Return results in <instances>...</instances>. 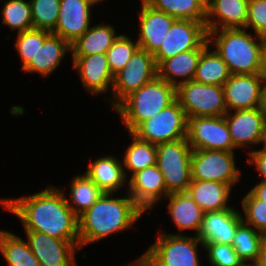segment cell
Returning a JSON list of instances; mask_svg holds the SVG:
<instances>
[{"label":"cell","instance_id":"obj_2","mask_svg":"<svg viewBox=\"0 0 266 266\" xmlns=\"http://www.w3.org/2000/svg\"><path fill=\"white\" fill-rule=\"evenodd\" d=\"M112 196L113 193H104L78 217L80 248L127 230L142 217L144 211L129 194L126 198Z\"/></svg>","mask_w":266,"mask_h":266},{"label":"cell","instance_id":"obj_10","mask_svg":"<svg viewBox=\"0 0 266 266\" xmlns=\"http://www.w3.org/2000/svg\"><path fill=\"white\" fill-rule=\"evenodd\" d=\"M157 77V65L153 54L139 48L125 67L114 75L111 103L115 108L126 96Z\"/></svg>","mask_w":266,"mask_h":266},{"label":"cell","instance_id":"obj_14","mask_svg":"<svg viewBox=\"0 0 266 266\" xmlns=\"http://www.w3.org/2000/svg\"><path fill=\"white\" fill-rule=\"evenodd\" d=\"M265 78L258 74H231L222 86L227 110L259 108Z\"/></svg>","mask_w":266,"mask_h":266},{"label":"cell","instance_id":"obj_33","mask_svg":"<svg viewBox=\"0 0 266 266\" xmlns=\"http://www.w3.org/2000/svg\"><path fill=\"white\" fill-rule=\"evenodd\" d=\"M260 234L253 227L242 222L235 232L232 247L246 266H252L258 258ZM251 261V264L247 263Z\"/></svg>","mask_w":266,"mask_h":266},{"label":"cell","instance_id":"obj_45","mask_svg":"<svg viewBox=\"0 0 266 266\" xmlns=\"http://www.w3.org/2000/svg\"><path fill=\"white\" fill-rule=\"evenodd\" d=\"M260 109L266 115V79L264 80L263 86H262V95H261Z\"/></svg>","mask_w":266,"mask_h":266},{"label":"cell","instance_id":"obj_44","mask_svg":"<svg viewBox=\"0 0 266 266\" xmlns=\"http://www.w3.org/2000/svg\"><path fill=\"white\" fill-rule=\"evenodd\" d=\"M130 266H151L148 257L145 254H142L134 263H131Z\"/></svg>","mask_w":266,"mask_h":266},{"label":"cell","instance_id":"obj_15","mask_svg":"<svg viewBox=\"0 0 266 266\" xmlns=\"http://www.w3.org/2000/svg\"><path fill=\"white\" fill-rule=\"evenodd\" d=\"M224 117L235 148L261 143L266 115L260 107L234 110V114L228 111Z\"/></svg>","mask_w":266,"mask_h":266},{"label":"cell","instance_id":"obj_29","mask_svg":"<svg viewBox=\"0 0 266 266\" xmlns=\"http://www.w3.org/2000/svg\"><path fill=\"white\" fill-rule=\"evenodd\" d=\"M70 186L71 197H65V200L78 217L104 194L86 174L73 177Z\"/></svg>","mask_w":266,"mask_h":266},{"label":"cell","instance_id":"obj_39","mask_svg":"<svg viewBox=\"0 0 266 266\" xmlns=\"http://www.w3.org/2000/svg\"><path fill=\"white\" fill-rule=\"evenodd\" d=\"M203 243L211 266H246L231 244Z\"/></svg>","mask_w":266,"mask_h":266},{"label":"cell","instance_id":"obj_18","mask_svg":"<svg viewBox=\"0 0 266 266\" xmlns=\"http://www.w3.org/2000/svg\"><path fill=\"white\" fill-rule=\"evenodd\" d=\"M73 69H76L84 88L91 94H102L113 89L112 74L106 53H95L88 56H72Z\"/></svg>","mask_w":266,"mask_h":266},{"label":"cell","instance_id":"obj_27","mask_svg":"<svg viewBox=\"0 0 266 266\" xmlns=\"http://www.w3.org/2000/svg\"><path fill=\"white\" fill-rule=\"evenodd\" d=\"M119 35L112 25L97 24L89 29L72 44V56H88L95 53H106Z\"/></svg>","mask_w":266,"mask_h":266},{"label":"cell","instance_id":"obj_47","mask_svg":"<svg viewBox=\"0 0 266 266\" xmlns=\"http://www.w3.org/2000/svg\"><path fill=\"white\" fill-rule=\"evenodd\" d=\"M199 1L206 9L210 6L212 0H197Z\"/></svg>","mask_w":266,"mask_h":266},{"label":"cell","instance_id":"obj_12","mask_svg":"<svg viewBox=\"0 0 266 266\" xmlns=\"http://www.w3.org/2000/svg\"><path fill=\"white\" fill-rule=\"evenodd\" d=\"M208 33L203 22L176 20L160 48L153 54L156 65L162 60L192 49H205L209 45Z\"/></svg>","mask_w":266,"mask_h":266},{"label":"cell","instance_id":"obj_26","mask_svg":"<svg viewBox=\"0 0 266 266\" xmlns=\"http://www.w3.org/2000/svg\"><path fill=\"white\" fill-rule=\"evenodd\" d=\"M69 50H71L70 44L66 40L51 33L39 47L35 58H32L23 71L36 72L46 77L56 70Z\"/></svg>","mask_w":266,"mask_h":266},{"label":"cell","instance_id":"obj_6","mask_svg":"<svg viewBox=\"0 0 266 266\" xmlns=\"http://www.w3.org/2000/svg\"><path fill=\"white\" fill-rule=\"evenodd\" d=\"M156 242L144 253L151 266H200L197 247L204 243L195 236L183 234L157 235Z\"/></svg>","mask_w":266,"mask_h":266},{"label":"cell","instance_id":"obj_19","mask_svg":"<svg viewBox=\"0 0 266 266\" xmlns=\"http://www.w3.org/2000/svg\"><path fill=\"white\" fill-rule=\"evenodd\" d=\"M139 12V31L137 39L139 47L154 54L161 46L166 34L176 19L165 12L155 10L141 0Z\"/></svg>","mask_w":266,"mask_h":266},{"label":"cell","instance_id":"obj_48","mask_svg":"<svg viewBox=\"0 0 266 266\" xmlns=\"http://www.w3.org/2000/svg\"><path fill=\"white\" fill-rule=\"evenodd\" d=\"M264 143V149H266V122H265V126H264V131H263V137H262V141L261 144Z\"/></svg>","mask_w":266,"mask_h":266},{"label":"cell","instance_id":"obj_28","mask_svg":"<svg viewBox=\"0 0 266 266\" xmlns=\"http://www.w3.org/2000/svg\"><path fill=\"white\" fill-rule=\"evenodd\" d=\"M230 75L226 62L216 50H210L209 44L201 53L193 80L207 85L223 86Z\"/></svg>","mask_w":266,"mask_h":266},{"label":"cell","instance_id":"obj_11","mask_svg":"<svg viewBox=\"0 0 266 266\" xmlns=\"http://www.w3.org/2000/svg\"><path fill=\"white\" fill-rule=\"evenodd\" d=\"M186 139L192 150L234 151L225 117H187Z\"/></svg>","mask_w":266,"mask_h":266},{"label":"cell","instance_id":"obj_34","mask_svg":"<svg viewBox=\"0 0 266 266\" xmlns=\"http://www.w3.org/2000/svg\"><path fill=\"white\" fill-rule=\"evenodd\" d=\"M2 22L17 33L33 29L30 1L7 0L2 10Z\"/></svg>","mask_w":266,"mask_h":266},{"label":"cell","instance_id":"obj_20","mask_svg":"<svg viewBox=\"0 0 266 266\" xmlns=\"http://www.w3.org/2000/svg\"><path fill=\"white\" fill-rule=\"evenodd\" d=\"M240 212L234 208L205 212L197 237L202 242L232 244L237 227L243 222Z\"/></svg>","mask_w":266,"mask_h":266},{"label":"cell","instance_id":"obj_37","mask_svg":"<svg viewBox=\"0 0 266 266\" xmlns=\"http://www.w3.org/2000/svg\"><path fill=\"white\" fill-rule=\"evenodd\" d=\"M51 34L50 31L31 29L19 32L15 46L21 56L22 70L35 58L39 47H41L45 39Z\"/></svg>","mask_w":266,"mask_h":266},{"label":"cell","instance_id":"obj_21","mask_svg":"<svg viewBox=\"0 0 266 266\" xmlns=\"http://www.w3.org/2000/svg\"><path fill=\"white\" fill-rule=\"evenodd\" d=\"M248 1L212 0L210 6L206 9L205 28L207 32L220 29L245 28Z\"/></svg>","mask_w":266,"mask_h":266},{"label":"cell","instance_id":"obj_32","mask_svg":"<svg viewBox=\"0 0 266 266\" xmlns=\"http://www.w3.org/2000/svg\"><path fill=\"white\" fill-rule=\"evenodd\" d=\"M132 143L125 150L123 158L124 171H132V175L149 166L156 165L157 145L139 139L132 132Z\"/></svg>","mask_w":266,"mask_h":266},{"label":"cell","instance_id":"obj_16","mask_svg":"<svg viewBox=\"0 0 266 266\" xmlns=\"http://www.w3.org/2000/svg\"><path fill=\"white\" fill-rule=\"evenodd\" d=\"M128 193L134 202L145 212L152 209L159 200L166 198L163 175L157 165L149 166L134 173L128 181Z\"/></svg>","mask_w":266,"mask_h":266},{"label":"cell","instance_id":"obj_25","mask_svg":"<svg viewBox=\"0 0 266 266\" xmlns=\"http://www.w3.org/2000/svg\"><path fill=\"white\" fill-rule=\"evenodd\" d=\"M166 198L169 199V213L178 229L181 231L195 230L198 236L205 212L188 192L170 193Z\"/></svg>","mask_w":266,"mask_h":266},{"label":"cell","instance_id":"obj_30","mask_svg":"<svg viewBox=\"0 0 266 266\" xmlns=\"http://www.w3.org/2000/svg\"><path fill=\"white\" fill-rule=\"evenodd\" d=\"M155 10L165 12L176 20L206 21V8L197 0H143Z\"/></svg>","mask_w":266,"mask_h":266},{"label":"cell","instance_id":"obj_17","mask_svg":"<svg viewBox=\"0 0 266 266\" xmlns=\"http://www.w3.org/2000/svg\"><path fill=\"white\" fill-rule=\"evenodd\" d=\"M91 7L86 0H60L58 22L51 33L72 44L89 29Z\"/></svg>","mask_w":266,"mask_h":266},{"label":"cell","instance_id":"obj_42","mask_svg":"<svg viewBox=\"0 0 266 266\" xmlns=\"http://www.w3.org/2000/svg\"><path fill=\"white\" fill-rule=\"evenodd\" d=\"M260 238L259 255L252 266H266V231L260 234Z\"/></svg>","mask_w":266,"mask_h":266},{"label":"cell","instance_id":"obj_23","mask_svg":"<svg viewBox=\"0 0 266 266\" xmlns=\"http://www.w3.org/2000/svg\"><path fill=\"white\" fill-rule=\"evenodd\" d=\"M104 193H116L127 182L123 163L110 156L99 157L89 164L85 173Z\"/></svg>","mask_w":266,"mask_h":266},{"label":"cell","instance_id":"obj_46","mask_svg":"<svg viewBox=\"0 0 266 266\" xmlns=\"http://www.w3.org/2000/svg\"><path fill=\"white\" fill-rule=\"evenodd\" d=\"M261 41V50H262V59L263 63H266V33L260 36Z\"/></svg>","mask_w":266,"mask_h":266},{"label":"cell","instance_id":"obj_9","mask_svg":"<svg viewBox=\"0 0 266 266\" xmlns=\"http://www.w3.org/2000/svg\"><path fill=\"white\" fill-rule=\"evenodd\" d=\"M191 180L215 181L230 186L240 181L234 151L193 150L191 155Z\"/></svg>","mask_w":266,"mask_h":266},{"label":"cell","instance_id":"obj_24","mask_svg":"<svg viewBox=\"0 0 266 266\" xmlns=\"http://www.w3.org/2000/svg\"><path fill=\"white\" fill-rule=\"evenodd\" d=\"M231 188L220 182L191 180L187 192L204 212H213L232 209L227 203Z\"/></svg>","mask_w":266,"mask_h":266},{"label":"cell","instance_id":"obj_5","mask_svg":"<svg viewBox=\"0 0 266 266\" xmlns=\"http://www.w3.org/2000/svg\"><path fill=\"white\" fill-rule=\"evenodd\" d=\"M192 148L186 138L157 145L156 165L168 194L187 192L191 182Z\"/></svg>","mask_w":266,"mask_h":266},{"label":"cell","instance_id":"obj_35","mask_svg":"<svg viewBox=\"0 0 266 266\" xmlns=\"http://www.w3.org/2000/svg\"><path fill=\"white\" fill-rule=\"evenodd\" d=\"M33 29L52 32L58 22L60 0H29Z\"/></svg>","mask_w":266,"mask_h":266},{"label":"cell","instance_id":"obj_22","mask_svg":"<svg viewBox=\"0 0 266 266\" xmlns=\"http://www.w3.org/2000/svg\"><path fill=\"white\" fill-rule=\"evenodd\" d=\"M203 50L192 49L162 60L157 65V77L175 87L193 80ZM176 77L181 80L178 81Z\"/></svg>","mask_w":266,"mask_h":266},{"label":"cell","instance_id":"obj_13","mask_svg":"<svg viewBox=\"0 0 266 266\" xmlns=\"http://www.w3.org/2000/svg\"><path fill=\"white\" fill-rule=\"evenodd\" d=\"M27 243L40 266H76L75 250L80 243L56 239L37 231H25Z\"/></svg>","mask_w":266,"mask_h":266},{"label":"cell","instance_id":"obj_49","mask_svg":"<svg viewBox=\"0 0 266 266\" xmlns=\"http://www.w3.org/2000/svg\"><path fill=\"white\" fill-rule=\"evenodd\" d=\"M88 3H90L92 6L94 5V4H100L101 3V1H104V0H86ZM100 2V3H99Z\"/></svg>","mask_w":266,"mask_h":266},{"label":"cell","instance_id":"obj_8","mask_svg":"<svg viewBox=\"0 0 266 266\" xmlns=\"http://www.w3.org/2000/svg\"><path fill=\"white\" fill-rule=\"evenodd\" d=\"M187 116L177 100L159 114L142 122L132 133L151 144L186 138Z\"/></svg>","mask_w":266,"mask_h":266},{"label":"cell","instance_id":"obj_43","mask_svg":"<svg viewBox=\"0 0 266 266\" xmlns=\"http://www.w3.org/2000/svg\"><path fill=\"white\" fill-rule=\"evenodd\" d=\"M250 192L259 200L266 203V181L258 182Z\"/></svg>","mask_w":266,"mask_h":266},{"label":"cell","instance_id":"obj_7","mask_svg":"<svg viewBox=\"0 0 266 266\" xmlns=\"http://www.w3.org/2000/svg\"><path fill=\"white\" fill-rule=\"evenodd\" d=\"M176 100L187 117H222L228 112L222 86L190 80L176 87Z\"/></svg>","mask_w":266,"mask_h":266},{"label":"cell","instance_id":"obj_50","mask_svg":"<svg viewBox=\"0 0 266 266\" xmlns=\"http://www.w3.org/2000/svg\"><path fill=\"white\" fill-rule=\"evenodd\" d=\"M263 75H264V78L266 79V63L264 64Z\"/></svg>","mask_w":266,"mask_h":266},{"label":"cell","instance_id":"obj_4","mask_svg":"<svg viewBox=\"0 0 266 266\" xmlns=\"http://www.w3.org/2000/svg\"><path fill=\"white\" fill-rule=\"evenodd\" d=\"M175 100L176 87L156 77L126 96L115 107V110L131 133L142 122L159 114Z\"/></svg>","mask_w":266,"mask_h":266},{"label":"cell","instance_id":"obj_1","mask_svg":"<svg viewBox=\"0 0 266 266\" xmlns=\"http://www.w3.org/2000/svg\"><path fill=\"white\" fill-rule=\"evenodd\" d=\"M0 205L20 218L25 231H37L56 239L79 243L78 216L57 187L50 185L41 192L18 199H0Z\"/></svg>","mask_w":266,"mask_h":266},{"label":"cell","instance_id":"obj_41","mask_svg":"<svg viewBox=\"0 0 266 266\" xmlns=\"http://www.w3.org/2000/svg\"><path fill=\"white\" fill-rule=\"evenodd\" d=\"M248 153L250 156L248 162L256 166L255 170L263 177L262 181H266V149L251 150Z\"/></svg>","mask_w":266,"mask_h":266},{"label":"cell","instance_id":"obj_38","mask_svg":"<svg viewBox=\"0 0 266 266\" xmlns=\"http://www.w3.org/2000/svg\"><path fill=\"white\" fill-rule=\"evenodd\" d=\"M244 216L242 220L245 224L253 227L257 232L266 231V203L257 199L250 191L242 200Z\"/></svg>","mask_w":266,"mask_h":266},{"label":"cell","instance_id":"obj_31","mask_svg":"<svg viewBox=\"0 0 266 266\" xmlns=\"http://www.w3.org/2000/svg\"><path fill=\"white\" fill-rule=\"evenodd\" d=\"M0 251L10 266H40L28 243L8 231H0Z\"/></svg>","mask_w":266,"mask_h":266},{"label":"cell","instance_id":"obj_3","mask_svg":"<svg viewBox=\"0 0 266 266\" xmlns=\"http://www.w3.org/2000/svg\"><path fill=\"white\" fill-rule=\"evenodd\" d=\"M207 33L209 43L214 44L231 74L263 73L260 36L249 34L245 28L220 29Z\"/></svg>","mask_w":266,"mask_h":266},{"label":"cell","instance_id":"obj_36","mask_svg":"<svg viewBox=\"0 0 266 266\" xmlns=\"http://www.w3.org/2000/svg\"><path fill=\"white\" fill-rule=\"evenodd\" d=\"M137 40L135 43L125 35H119L112 46L106 52L109 68L113 75L122 70L129 62L131 56L139 49Z\"/></svg>","mask_w":266,"mask_h":266},{"label":"cell","instance_id":"obj_40","mask_svg":"<svg viewBox=\"0 0 266 266\" xmlns=\"http://www.w3.org/2000/svg\"><path fill=\"white\" fill-rule=\"evenodd\" d=\"M252 28L257 36L266 33V0H249L245 29Z\"/></svg>","mask_w":266,"mask_h":266}]
</instances>
